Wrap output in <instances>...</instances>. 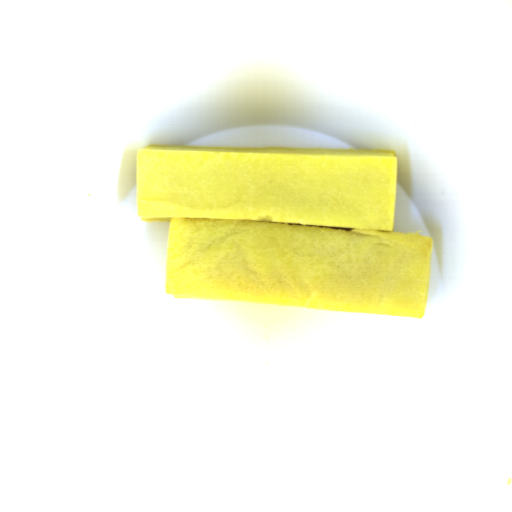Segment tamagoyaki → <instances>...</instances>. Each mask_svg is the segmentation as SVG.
<instances>
[{
  "label": "tamagoyaki",
  "mask_w": 512,
  "mask_h": 512,
  "mask_svg": "<svg viewBox=\"0 0 512 512\" xmlns=\"http://www.w3.org/2000/svg\"><path fill=\"white\" fill-rule=\"evenodd\" d=\"M394 150L146 145L138 215L177 299L424 316L433 241L394 229Z\"/></svg>",
  "instance_id": "81b7327e"
}]
</instances>
